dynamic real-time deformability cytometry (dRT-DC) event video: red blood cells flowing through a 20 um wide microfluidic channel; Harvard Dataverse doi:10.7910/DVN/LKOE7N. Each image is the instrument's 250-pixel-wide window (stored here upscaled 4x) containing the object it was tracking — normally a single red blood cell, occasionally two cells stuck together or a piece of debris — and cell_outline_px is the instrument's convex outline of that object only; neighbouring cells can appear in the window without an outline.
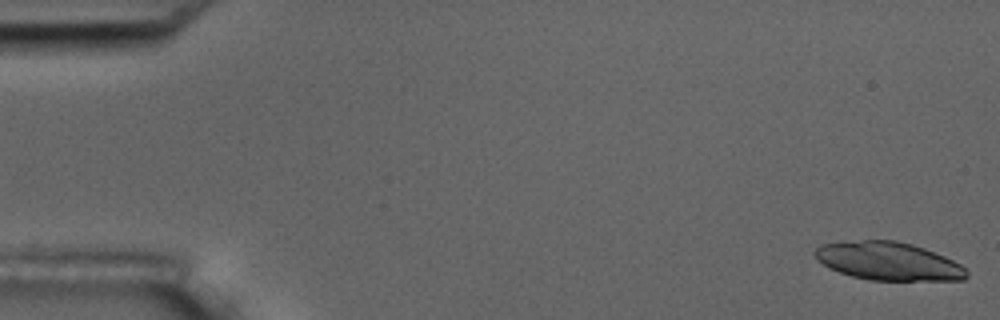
{"species": "common noctule bat (a hibernating species)", "species_latin": "Nyctalus noctula", "temperature_condition": "room temperature", "stored_images_in_passage": 6, "camera_frame_rate_fps": 3000, "um_per_image_px": 0.085, "animal": {"sex": "male", "body_mass_g": 17.5, "forearm_length_mm": 52.3}, "frame": {"image": 1, "passage_image": 1, "time_ms": 0.0, "image_size_px": [1000, 320], "cell_outline_px": [[968, 276], [964, 280], [868, 280], [852, 276], [828, 268], [816, 256], [816, 248], [820, 244], [844, 240], [896, 240], [912, 244], [924, 248], [944, 256], [960, 264], [968, 272]], "centroid_in_image_um": [75.51, 22.19], "position_along_channel_um": 9.5, "area_um2": 33.76}}